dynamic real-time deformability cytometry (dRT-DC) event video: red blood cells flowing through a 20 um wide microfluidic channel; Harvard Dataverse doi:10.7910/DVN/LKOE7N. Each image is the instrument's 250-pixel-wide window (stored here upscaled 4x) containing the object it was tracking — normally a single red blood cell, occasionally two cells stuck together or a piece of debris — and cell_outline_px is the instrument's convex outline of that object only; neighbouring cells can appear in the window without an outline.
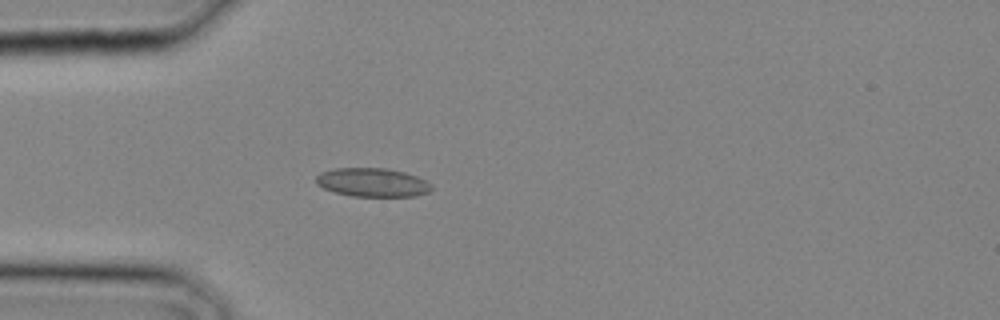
{"species": "common noctule bat (a hibernating species)", "species_latin": "Nyctalus noctula", "temperature_condition": "cold", "stored_images_in_passage": 21, "camera_frame_rate_fps": 3000, "um_per_image_px": 0.085, "animal": {"sex": "male", "body_mass_g": 20.4}, "frame": {"image": 1, "passage_image": 1, "time_ms": 0.0, "image_size_px": [1000, 320], "cell_outline_px": [[432, 188], [428, 192], [416, 196], [352, 196], [336, 192], [324, 188], [316, 184], [316, 176], [320, 172], [336, 168], [384, 168], [404, 172], [416, 176], [432, 184]], "centroid_in_image_um": [31.65, 15.5], "position_along_channel_um": 53.4, "area_um2": 19.19}}
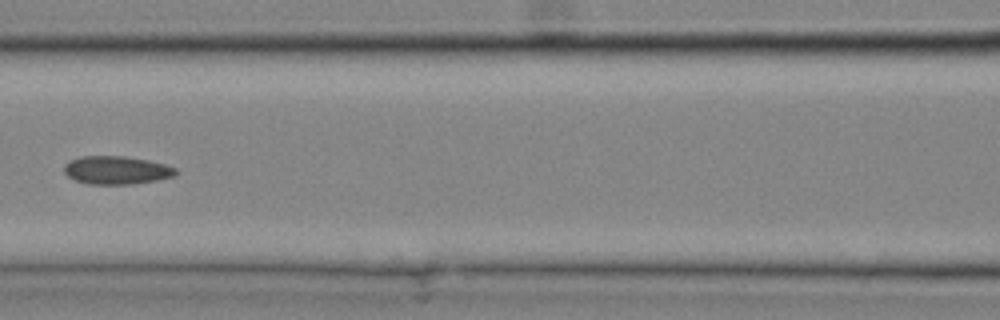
{"frame": {"image": 2, "passage_image": 6, "time_ms": 1.667, "image_size_px": [1000, 320], "cell_outline_px": [[180, 172], [176, 176], [156, 180], [132, 184], [88, 184], [76, 180], [68, 176], [64, 172], [64, 164], [68, 160], [80, 156], [124, 156], [148, 160], [164, 164], [176, 168]], "centroid_in_image_um": [9.91, 14.46], "position_along_channel_um": 156.7, "area_um2": 18.5}}
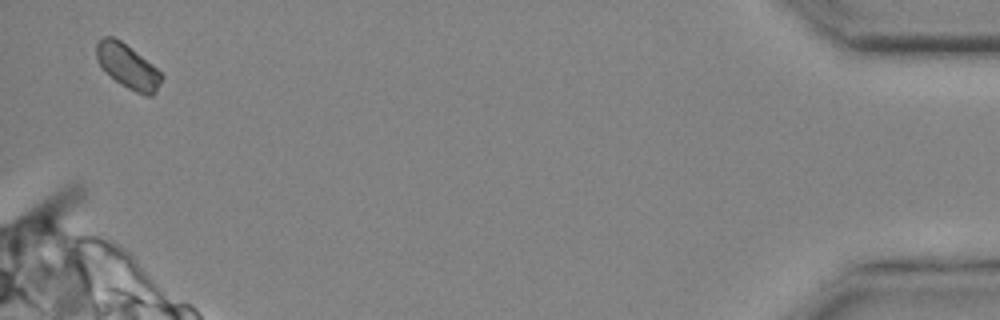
{"frame": {"image": 3, "passage_image": 21, "time_ms": 6.667, "image_size_px": [1000, 320], "cell_outline_px": [[164, 76], [156, 92], [152, 96], [144, 96], [120, 84], [96, 60], [96, 40], [104, 36], [112, 36], [120, 40], [152, 64]], "centroid_in_image_um": [10.86, 5.63], "position_along_channel_um": 424.3, "area_um2": 16.65}}